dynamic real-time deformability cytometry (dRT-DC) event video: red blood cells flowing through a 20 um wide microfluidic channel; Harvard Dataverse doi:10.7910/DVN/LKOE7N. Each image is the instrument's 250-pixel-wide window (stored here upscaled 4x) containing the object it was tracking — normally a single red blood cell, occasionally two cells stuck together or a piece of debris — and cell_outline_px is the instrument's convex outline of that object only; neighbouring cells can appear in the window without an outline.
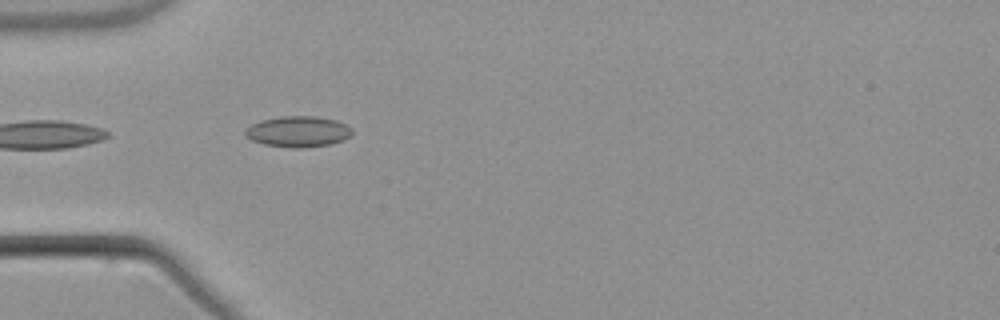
{"species": "common noctule bat (a hibernating species)", "species_latin": "Nyctalus noctula", "temperature_condition": "warm", "stored_images_in_passage": 3, "camera_frame_rate_fps": 3000, "um_per_image_px": 0.085, "animal": {"sex": "male", "body_mass_g": 21.5, "forearm_length_mm": 52.0}, "frame": {"image": 1, "passage_image": 2, "time_ms": 1.667, "image_size_px": [1000, 320], "cell_outline_px": [[352, 136], [344, 140], [332, 144], [304, 148], [292, 148], [264, 144], [252, 140], [244, 136], [244, 128], [260, 120], [280, 116], [316, 116], [336, 120], [352, 128]], "centroid_in_image_um": [25.33, 11.19], "position_along_channel_um": 59.7, "area_um2": 19.54}}